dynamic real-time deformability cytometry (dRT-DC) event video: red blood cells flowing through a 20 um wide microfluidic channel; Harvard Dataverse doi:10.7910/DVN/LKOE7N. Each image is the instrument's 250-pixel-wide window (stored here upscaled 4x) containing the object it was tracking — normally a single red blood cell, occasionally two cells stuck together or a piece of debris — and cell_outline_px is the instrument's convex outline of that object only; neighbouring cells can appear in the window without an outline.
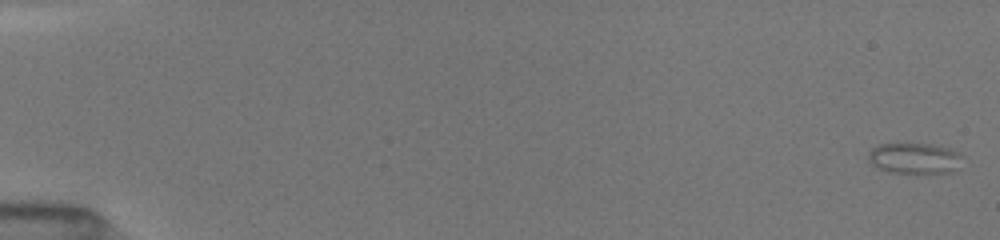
{"species": "common noctule bat (a hibernating species)", "species_latin": "Nyctalus noctula", "temperature_condition": "room temperature", "stored_images_in_passage": 28, "camera_frame_rate_fps": 3000, "um_per_image_px": 0.085, "animal": {"sex": "female", "body_mass_g": 19.5, "forearm_length_mm": 54.1}, "frame": {"image": 1, "passage_image": 1, "time_ms": 0.0, "image_size_px": [1000, 240], "cell_outline_px": [[960, 156], [952, 172], [892, 172], [880, 168], [872, 164], [868, 160], [868, 152], [872, 148], [880, 144], [932, 144], [948, 148], [956, 152]], "centroid_in_image_um": [77.64, 13.43], "position_along_channel_um": 7.4, "area_um2": 16.18}}
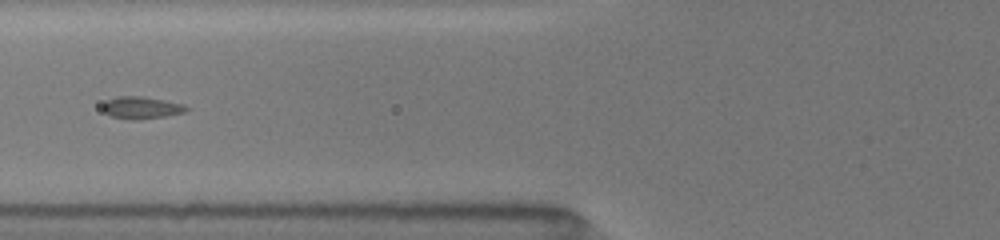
{"frame": {"image": 2, "passage_image": 15, "time_ms": 7.0, "image_size_px": [1000, 240], "cell_outline_px": [[188, 108], [184, 112], [164, 116], [136, 120], [132, 120], [112, 116], [104, 112], [100, 108], [108, 100], [116, 96], [140, 96], [164, 100], [184, 104]], "centroid_in_image_um": [11.99, 9.15], "position_along_channel_um": 113.8, "area_um2": 10.69}}
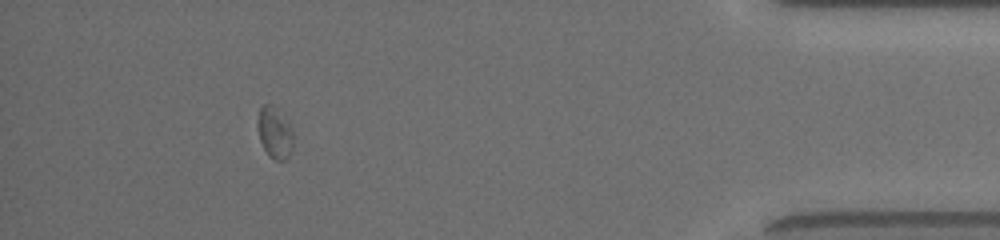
{"frame": {"image": 3, "passage_image": 25, "time_ms": 15.667, "image_size_px": [1000, 240], "cell_outline_px": [[292, 152], [288, 160], [276, 160], [268, 156], [260, 140], [256, 124], [260, 108], [264, 104], [268, 104], [288, 120], [292, 128]], "centroid_in_image_um": [23.35, 11.33], "position_along_channel_um": 411.8, "area_um2": 10.69}}